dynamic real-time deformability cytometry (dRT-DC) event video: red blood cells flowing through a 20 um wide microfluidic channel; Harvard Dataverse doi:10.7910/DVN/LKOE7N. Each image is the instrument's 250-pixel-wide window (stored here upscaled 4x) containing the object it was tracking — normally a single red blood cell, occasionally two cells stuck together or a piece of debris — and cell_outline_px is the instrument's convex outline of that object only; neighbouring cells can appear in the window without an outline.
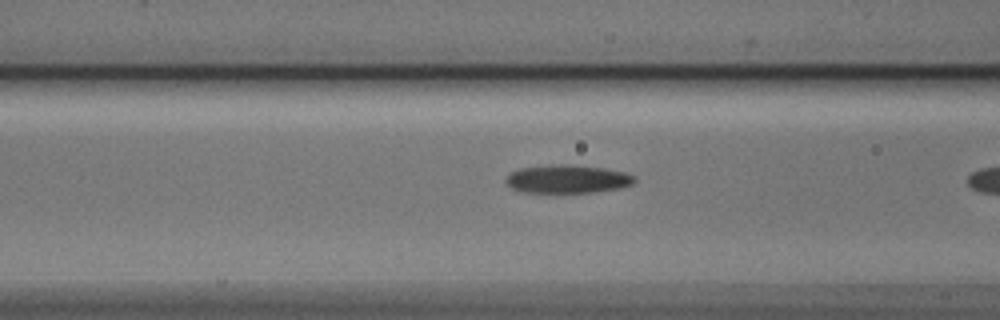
{"species": "Egyptian fruit bat (a non-hibernating species)", "species_latin": "Rousettus aegyptiacus", "temperature_condition": "cold", "stored_images_in_passage": 8, "camera_frame_rate_fps": 3000, "um_per_image_px": 0.085, "animal": {"sex": "male"}, "frame": {"image": 1, "passage_image": 7, "time_ms": 2.0, "image_size_px": [1000, 320], "cell_outline_px": [[636, 180], [632, 184], [620, 188], [592, 192], [524, 192], [512, 188], [504, 180], [512, 172], [520, 168], [560, 164], [604, 168], [624, 172], [636, 176]], "centroid_in_image_um": [48.26, 15.22], "position_along_channel_um": 118.3, "area_um2": 20.87}}